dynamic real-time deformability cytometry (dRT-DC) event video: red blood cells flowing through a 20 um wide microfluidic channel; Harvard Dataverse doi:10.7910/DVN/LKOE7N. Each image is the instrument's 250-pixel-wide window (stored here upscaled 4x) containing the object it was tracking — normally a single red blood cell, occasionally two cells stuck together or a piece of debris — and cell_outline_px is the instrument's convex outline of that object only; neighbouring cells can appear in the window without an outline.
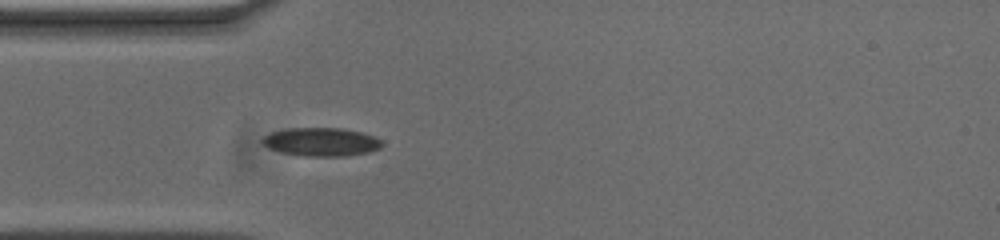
{"species": "common noctule bat (a hibernating species)", "species_latin": "Nyctalus noctula", "temperature_condition": "cold", "stored_images_in_passage": 44, "camera_frame_rate_fps": 3000, "um_per_image_px": 0.085, "animal": {"sex": "male", "body_mass_g": 20.0, "forearm_length_mm": 53.3}, "frame": {"image": 1, "passage_image": 1, "time_ms": 0.0, "image_size_px": [1000, 240], "cell_outline_px": [[384, 144], [380, 148], [368, 152], [344, 156], [304, 156], [284, 152], [268, 148], [260, 144], [260, 140], [264, 136], [272, 132], [288, 128], [340, 128], [360, 132], [384, 140]], "centroid_in_image_um": [27.3, 12.06], "position_along_channel_um": 57.7, "area_um2": 19.83}}
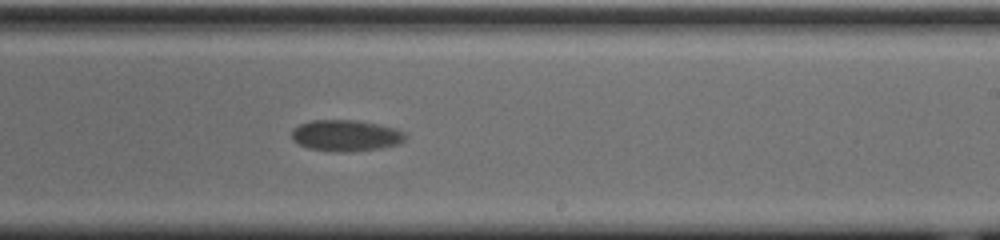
{"frame": {"image": 2, "passage_image": 19, "time_ms": 6.0, "image_size_px": [1000, 240], "cell_outline_px": [[408, 136], [404, 140], [396, 144], [380, 148], [340, 152], [308, 148], [292, 140], [292, 128], [300, 124], [312, 120], [356, 120], [380, 124], [396, 128], [404, 132]], "centroid_in_image_um": [29.4, 11.5], "position_along_channel_um": 259.6, "area_um2": 20.63}}
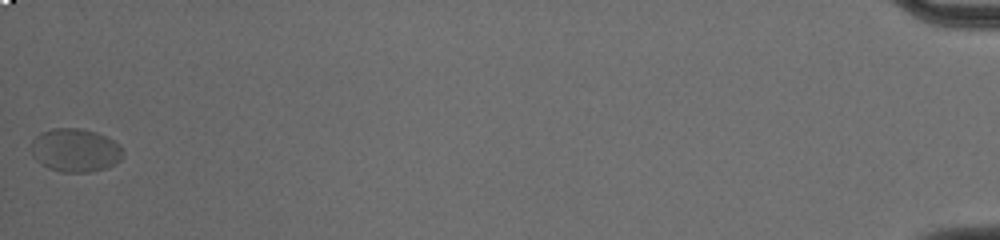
{"frame": {"image": 3, "passage_image": 44, "time_ms": 14.333, "image_size_px": [1000, 240], "cell_outline_px": [[124, 156], [116, 164], [104, 168], [88, 172], [60, 172], [48, 168], [40, 164], [32, 156], [32, 140], [40, 132], [52, 128], [80, 128], [96, 132], [120, 144], [124, 152]], "centroid_in_image_um": [6.4, 12.77], "position_along_channel_um": 428.8, "area_um2": 23.41}, "authors_computed_cell_mechanics": {"area_um2": 21.0392, "velocity_mm_per_s": 3.3932, "shape_relaxation_time_tau1_ms": 3.9739, "shape_relaxation_time_tau2_ms": null, "deformation_change_tau1": 0.1203, "deformation_change_tau2": null}}